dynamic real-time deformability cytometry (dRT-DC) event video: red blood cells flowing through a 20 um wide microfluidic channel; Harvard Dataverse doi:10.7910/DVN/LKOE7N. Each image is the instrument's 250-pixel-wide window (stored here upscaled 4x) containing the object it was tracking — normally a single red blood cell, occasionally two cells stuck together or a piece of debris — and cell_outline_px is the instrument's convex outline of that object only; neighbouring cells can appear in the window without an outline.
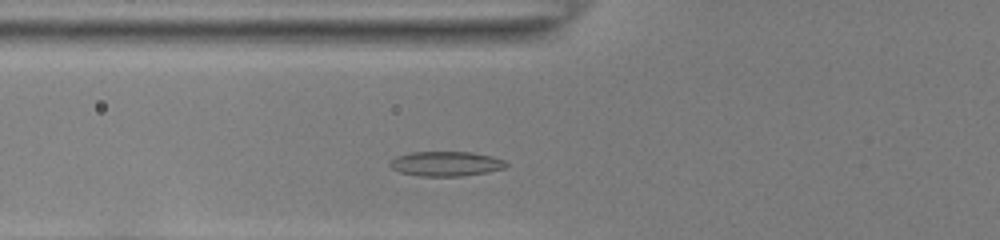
{"species": "common noctule bat (a hibernating species)", "species_latin": "Nyctalus noctula", "temperature_condition": "room temperature", "stored_images_in_passage": 31, "camera_frame_rate_fps": 3000, "um_per_image_px": 0.085, "animal": {"sex": "female", "body_mass_g": 22.0, "forearm_length_mm": 56.7}, "frame": {"image": 1, "passage_image": 5, "time_ms": 1.333, "image_size_px": [1000, 240], "cell_outline_px": [[508, 164], [504, 168], [484, 172], [460, 176], [420, 176], [400, 172], [392, 168], [388, 164], [396, 156], [412, 152], [472, 152], [492, 156], [504, 160]], "centroid_in_image_um": [37.89, 13.91], "position_along_channel_um": 87.9, "area_um2": 16.59}}
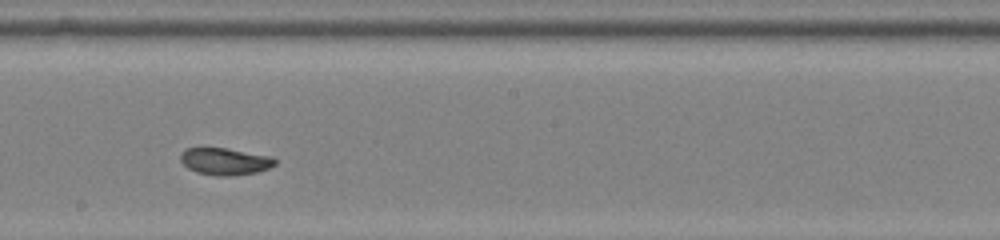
{"frame": {"image": 2, "passage_image": 16, "time_ms": 5.0, "image_size_px": [1000, 240], "cell_outline_px": [[276, 164], [268, 168], [256, 172], [232, 176], [216, 176], [196, 172], [188, 168], [180, 160], [180, 152], [188, 148], [224, 148], [272, 156], [276, 160]], "centroid_in_image_um": [19.11, 13.72], "position_along_channel_um": 229.1, "area_um2": 14.85}}
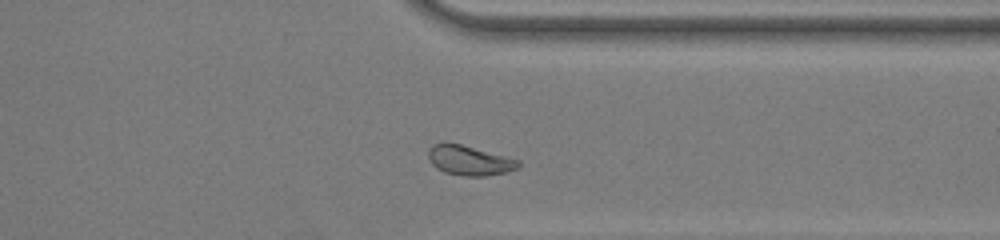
{"frame": {"image": 3, "passage_image": 27, "time_ms": 8.667, "image_size_px": [1000, 240], "cell_outline_px": [[520, 168], [508, 172], [484, 176], [460, 176], [444, 172], [436, 168], [432, 164], [428, 156], [428, 148], [432, 144], [444, 140], [460, 144], [520, 160]], "centroid_in_image_um": [39.87, 13.62], "position_along_channel_um": 371.5, "area_um2": 15.95}, "authors_computed_cell_mechanics": {"area_um2": 15.6638, "velocity_mm_per_s": 3.8596, "shape_relaxation_time_tau1_ms": 2.333, "shape_relaxation_time_tau2_ms": 5.2199, "deformation_change_tau1": 0.0949, "deformation_change_tau2": 0.0866}}